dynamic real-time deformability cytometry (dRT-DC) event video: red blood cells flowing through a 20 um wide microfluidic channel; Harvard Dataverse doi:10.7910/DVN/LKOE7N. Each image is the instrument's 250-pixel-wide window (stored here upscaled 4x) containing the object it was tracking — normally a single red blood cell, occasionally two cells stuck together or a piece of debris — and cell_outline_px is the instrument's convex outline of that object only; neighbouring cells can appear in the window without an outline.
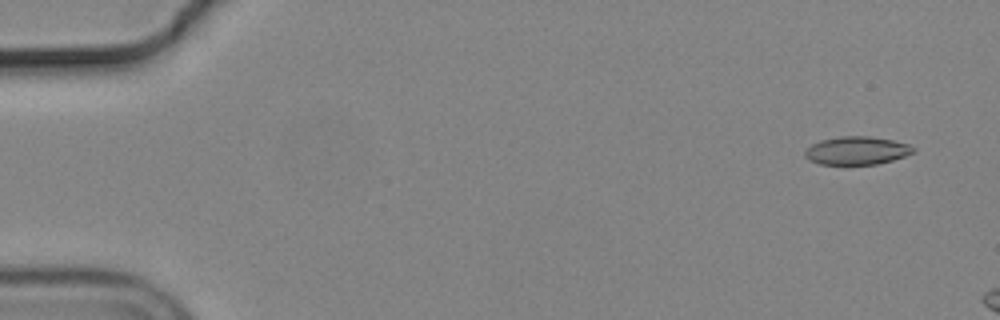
{"species": "common noctule bat (a hibernating species)", "species_latin": "Nyctalus noctula", "temperature_condition": "cold", "stored_images_in_passage": 5, "camera_frame_rate_fps": 3000, "um_per_image_px": 0.085, "animal": {"sex": "male", "body_mass_g": 19.2, "forearm_length_mm": 51.8}, "frame": {"image": 1, "passage_image": 1, "time_ms": 0.0, "image_size_px": [1000, 320], "cell_outline_px": [[916, 152], [892, 160], [876, 164], [820, 164], [808, 160], [804, 156], [804, 152], [812, 144], [820, 140], [840, 136], [868, 136], [892, 140], [908, 144], [916, 148]], "centroid_in_image_um": [72.82, 12.8], "position_along_channel_um": 12.2, "area_um2": 17.74}}